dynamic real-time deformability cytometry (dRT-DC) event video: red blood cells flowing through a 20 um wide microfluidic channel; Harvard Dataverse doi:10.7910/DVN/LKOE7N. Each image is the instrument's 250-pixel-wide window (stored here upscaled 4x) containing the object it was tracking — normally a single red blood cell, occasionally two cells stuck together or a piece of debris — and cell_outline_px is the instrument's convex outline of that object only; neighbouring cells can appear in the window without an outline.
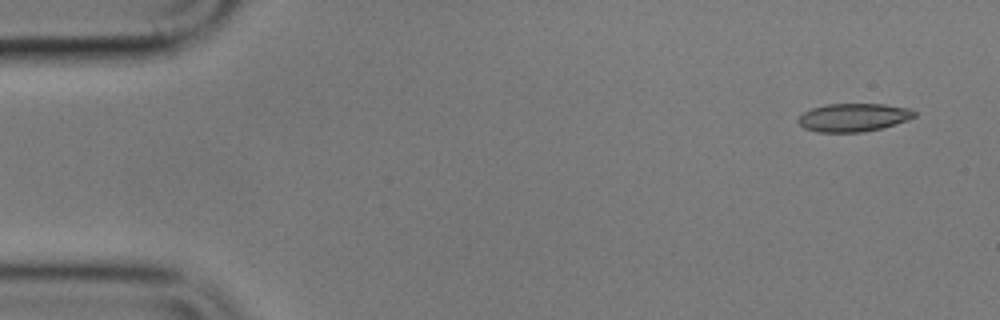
{"species": "common noctule bat (a hibernating species)", "species_latin": "Nyctalus noctula", "temperature_condition": "cold", "stored_images_in_passage": 6, "camera_frame_rate_fps": 3000, "um_per_image_px": 0.085, "animal": {"sex": "male", "body_mass_g": 17.9}, "frame": {"image": 1, "passage_image": 1, "time_ms": 0.0, "image_size_px": [1000, 320], "cell_outline_px": [[916, 116], [896, 124], [864, 132], [816, 132], [804, 128], [796, 120], [804, 112], [812, 108], [828, 104], [884, 104], [908, 108], [916, 112]], "centroid_in_image_um": [72.53, 9.98], "position_along_channel_um": 12.5, "area_um2": 19.02}}
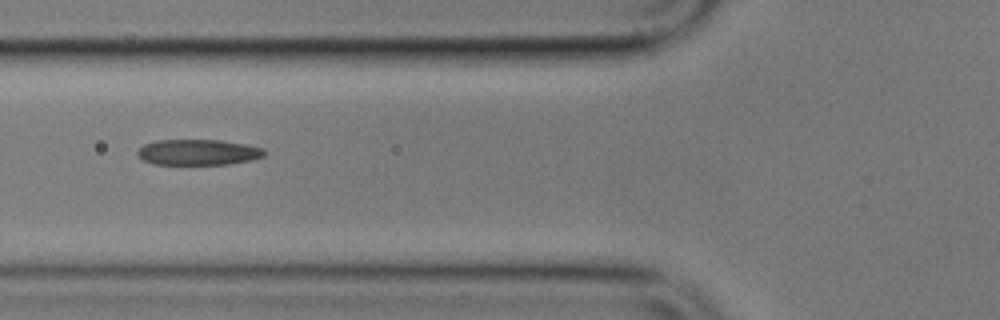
{"frame": {"image": 2, "passage_image": 6, "time_ms": 6.0, "image_size_px": [1000, 320], "cell_outline_px": [[264, 156], [252, 160], [228, 164], [152, 164], [144, 160], [136, 152], [144, 144], [156, 140], [220, 140], [244, 144], [264, 148]], "centroid_in_image_um": [16.84, 12.94], "position_along_channel_um": 109.0, "area_um2": 18.9}}